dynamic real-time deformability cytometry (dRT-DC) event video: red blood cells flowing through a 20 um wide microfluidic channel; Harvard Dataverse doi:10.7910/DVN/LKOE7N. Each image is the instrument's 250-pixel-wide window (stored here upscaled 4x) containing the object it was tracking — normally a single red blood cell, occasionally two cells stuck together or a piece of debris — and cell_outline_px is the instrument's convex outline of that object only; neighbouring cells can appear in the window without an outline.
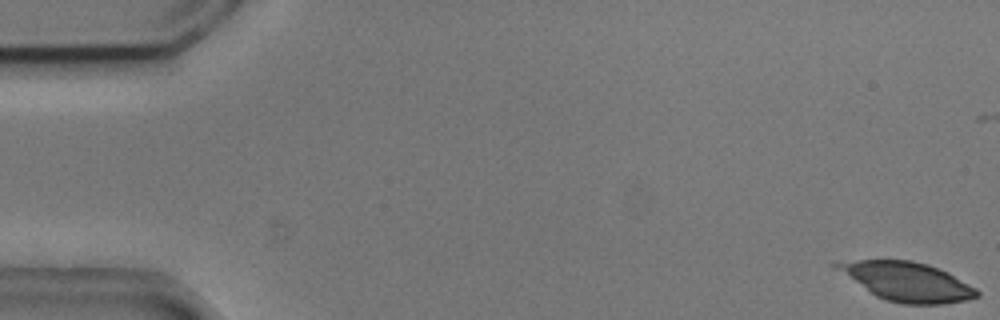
{"species": "common noctule bat (a hibernating species)", "species_latin": "Nyctalus noctula", "temperature_condition": "cold", "stored_images_in_passage": 23, "camera_frame_rate_fps": 3000, "um_per_image_px": 0.085, "animal": {"sex": "male", "body_mass_g": 20.5, "forearm_length_mm": 52.5}, "frame": {"image": 1, "passage_image": 1, "time_ms": 0.0, "image_size_px": [1000, 320], "cell_outline_px": [[980, 296], [968, 300], [944, 304], [900, 304], [876, 296], [828, 264], [832, 260], [912, 260], [928, 264], [948, 272], [976, 288], [980, 292]], "centroid_in_image_um": [77.07, 23.92], "position_along_channel_um": 7.9, "area_um2": 32.08}}
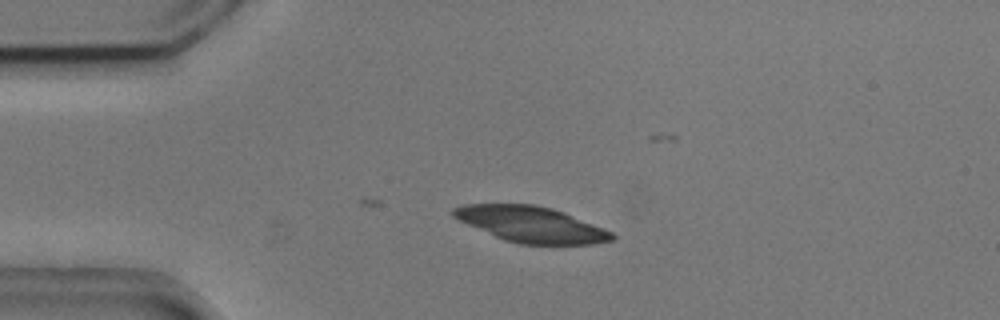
{"frame": {"image": 2, "passage_image": 13, "time_ms": 4.0, "image_size_px": [1000, 320], "cell_outline_px": [[616, 236], [612, 240], [592, 244], [520, 244], [504, 240], [468, 224], [452, 216], [452, 208], [464, 204], [532, 204], [552, 208], [564, 212], [604, 228], [612, 232]], "centroid_in_image_um": [45.16, 19.06], "position_along_channel_um": 39.8, "area_um2": 32.83}}